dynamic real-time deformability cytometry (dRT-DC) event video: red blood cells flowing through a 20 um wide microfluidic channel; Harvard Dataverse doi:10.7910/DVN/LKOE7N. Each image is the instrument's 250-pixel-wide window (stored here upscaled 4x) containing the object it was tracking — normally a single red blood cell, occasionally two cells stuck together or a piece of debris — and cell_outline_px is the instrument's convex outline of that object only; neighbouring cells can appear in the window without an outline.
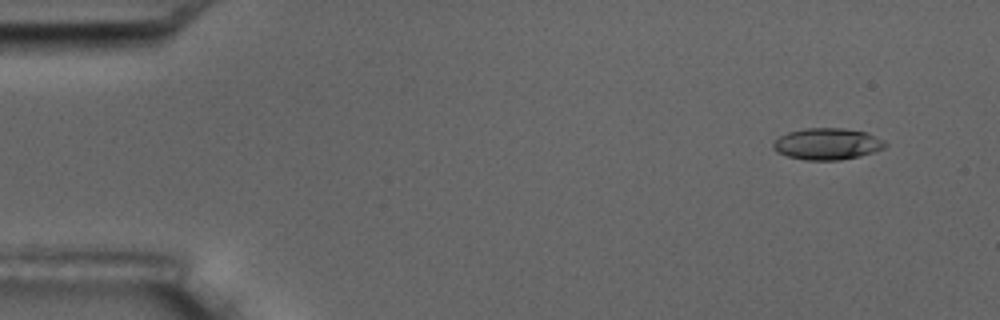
{"species": "common noctule bat (a hibernating species)", "species_latin": "Nyctalus noctula", "temperature_condition": "room temperature", "stored_images_in_passage": 5, "camera_frame_rate_fps": 3000, "um_per_image_px": 0.085, "animal": {"sex": "male", "body_mass_g": 17.5, "forearm_length_mm": 52.3}, "frame": {"image": 1, "passage_image": 2, "time_ms": 1.0, "image_size_px": [1000, 320], "cell_outline_px": [[888, 144], [884, 148], [860, 156], [840, 160], [804, 160], [788, 156], [776, 152], [772, 148], [772, 144], [780, 136], [788, 132], [804, 128], [844, 128], [868, 132], [884, 140]], "centroid_in_image_um": [70.32, 12.23], "position_along_channel_um": 14.7, "area_um2": 20.75}}
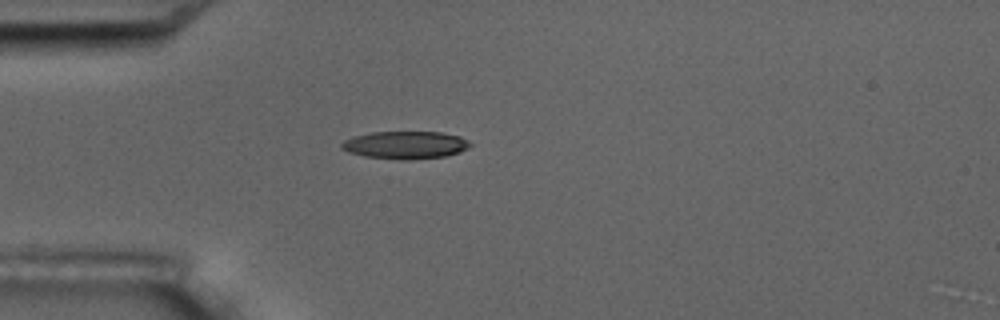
{"frame": {"image": 2, "passage_image": 5, "time_ms": 4.667, "image_size_px": [1000, 320], "cell_outline_px": [[472, 144], [468, 148], [460, 152], [444, 156], [408, 160], [400, 160], [364, 156], [348, 152], [340, 148], [340, 144], [344, 140], [352, 136], [372, 132], [440, 132], [460, 136], [468, 140]], "centroid_in_image_um": [34.43, 12.32], "position_along_channel_um": 50.6, "area_um2": 20.87}}